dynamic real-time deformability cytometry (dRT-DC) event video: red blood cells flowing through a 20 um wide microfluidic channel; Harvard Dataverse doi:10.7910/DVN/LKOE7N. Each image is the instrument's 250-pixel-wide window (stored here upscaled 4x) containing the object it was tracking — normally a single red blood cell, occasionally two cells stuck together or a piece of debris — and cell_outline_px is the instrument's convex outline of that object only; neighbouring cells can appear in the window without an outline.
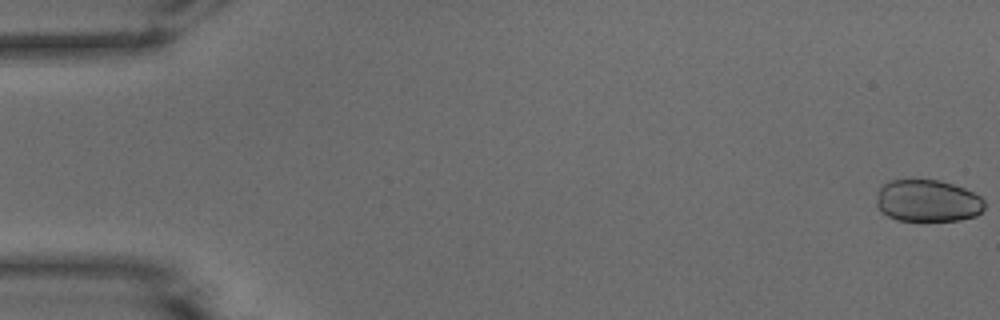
{"species": "common noctule bat (a hibernating species)", "species_latin": "Nyctalus noctula", "temperature_condition": "warm", "stored_images_in_passage": 52, "camera_frame_rate_fps": 3000, "um_per_image_px": 0.085, "animal": {"sex": "male", "body_mass_g": 15.6}, "frame": {"image": 1, "passage_image": 1, "time_ms": 0.0, "image_size_px": [1000, 320], "cell_outline_px": [[984, 208], [976, 216], [960, 220], [896, 220], [888, 216], [876, 204], [876, 192], [888, 180], [940, 180], [964, 188], [980, 196], [984, 200]], "centroid_in_image_um": [78.84, 17.06], "position_along_channel_um": 6.2, "area_um2": 26.41}}
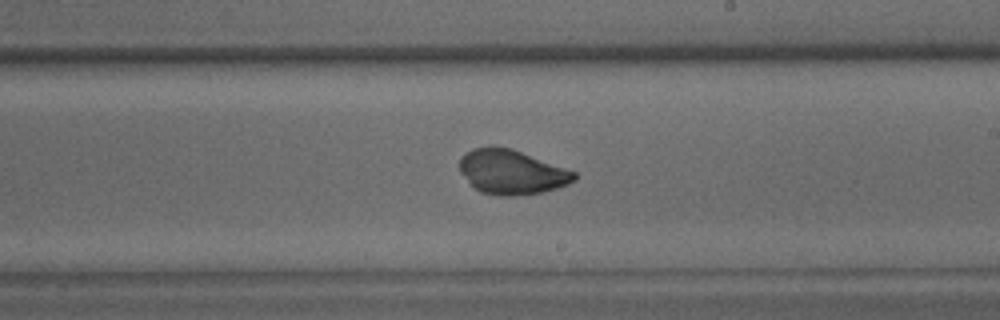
{"frame": {"image": 2, "passage_image": 31, "time_ms": 10.0, "image_size_px": [1000, 320], "cell_outline_px": [[576, 180], [568, 184], [556, 188], [540, 192], [512, 196], [500, 196], [480, 192], [460, 172], [460, 156], [464, 152], [472, 148], [512, 148], [576, 172]], "centroid_in_image_um": [43.49, 14.63], "position_along_channel_um": 245.5, "area_um2": 29.3}}
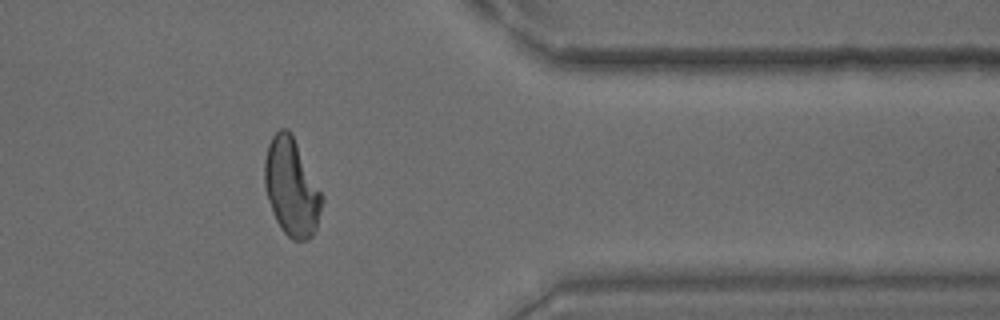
{"frame": {"image": 3, "passage_image": 43, "time_ms": 14.0, "image_size_px": [1000, 320], "cell_outline_px": [[324, 200], [316, 228], [312, 236], [308, 240], [292, 240], [280, 228], [272, 212], [264, 188], [264, 160], [268, 144], [272, 136], [280, 128], [288, 128], [292, 132]], "centroid_in_image_um": [24.75, 15.91], "position_along_channel_um": 386.6, "area_um2": 32.66}, "authors_computed_cell_mechanics": {"area_um2": 29.9693, "velocity_mm_per_s": 3.9122, "shape_relaxation_time_tau1_ms": 1.7599, "shape_relaxation_time_tau2_ms": null, "deformation_change_tau1": 0.0484, "deformation_change_tau2": null}}